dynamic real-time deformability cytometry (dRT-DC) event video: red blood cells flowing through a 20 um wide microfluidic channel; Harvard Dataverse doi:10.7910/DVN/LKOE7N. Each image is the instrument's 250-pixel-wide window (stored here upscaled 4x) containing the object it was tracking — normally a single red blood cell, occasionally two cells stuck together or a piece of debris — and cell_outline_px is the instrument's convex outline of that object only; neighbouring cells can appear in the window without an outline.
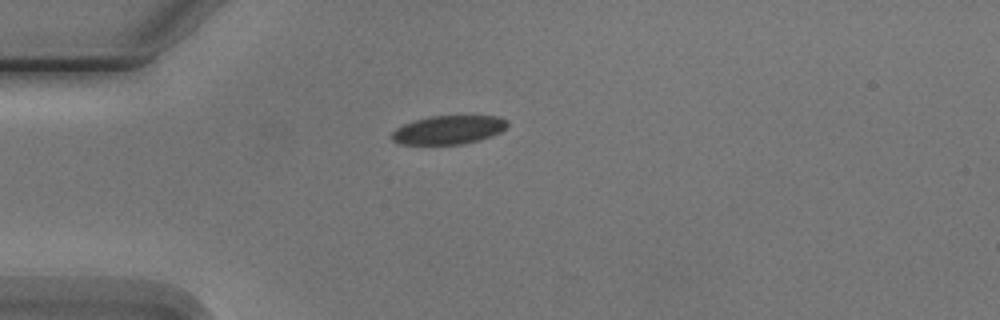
{"species": "Egyptian fruit bat (a non-hibernating species)", "species_latin": "Rousettus aegyptiacus", "temperature_condition": "cold", "stored_images_in_passage": 3, "camera_frame_rate_fps": 3000, "um_per_image_px": 0.085, "animal": {"sex": "male"}, "frame": {"image": 1, "passage_image": 1, "time_ms": 0.0, "image_size_px": [1000, 320], "cell_outline_px": [[508, 124], [500, 132], [492, 136], [480, 140], [460, 144], [400, 144], [392, 140], [392, 132], [396, 128], [404, 124], [416, 120], [432, 116], [500, 116], [508, 120]], "centroid_in_image_um": [38.15, 11.04], "position_along_channel_um": 46.9, "area_um2": 19.19}}
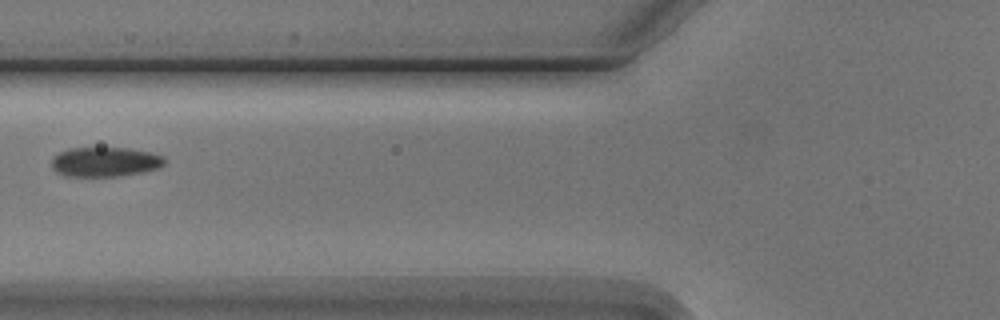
{"frame": {"image": 2, "passage_image": 3, "time_ms": 2.333, "image_size_px": [1000, 320], "cell_outline_px": [[164, 164], [156, 168], [140, 172], [120, 176], [64, 176], [56, 172], [52, 168], [52, 156], [68, 148], [132, 148], [152, 152], [164, 156]], "centroid_in_image_um": [8.9, 13.75], "position_along_channel_um": 116.9, "area_um2": 19.54}}